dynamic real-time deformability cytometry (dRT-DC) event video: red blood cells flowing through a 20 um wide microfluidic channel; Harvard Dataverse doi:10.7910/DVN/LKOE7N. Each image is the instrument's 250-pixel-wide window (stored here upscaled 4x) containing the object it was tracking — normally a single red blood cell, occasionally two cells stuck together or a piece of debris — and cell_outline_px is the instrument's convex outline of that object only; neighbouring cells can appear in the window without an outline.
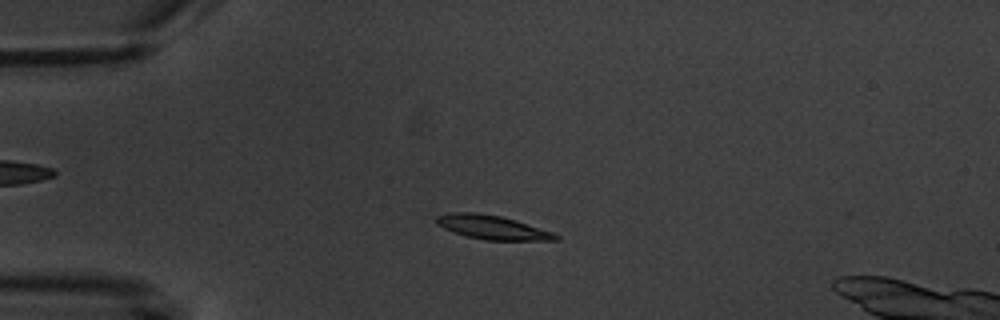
{"species": "common noctule bat (a hibernating species)", "species_latin": "Nyctalus noctula", "temperature_condition": "warm", "stored_images_in_passage": 5, "camera_frame_rate_fps": 3000, "um_per_image_px": 0.085, "animal": {"sex": "male", "body_mass_g": 20.1, "forearm_length_mm": 53.5}, "frame": {"image": 1, "passage_image": 4, "time_ms": 3.333, "image_size_px": [1000, 320], "cell_outline_px": [[560, 240], [484, 240], [468, 236], [444, 228], [436, 224], [436, 216], [452, 212], [476, 212], [500, 216], [516, 220], [552, 232], [560, 236]], "centroid_in_image_um": [41.85, 19.32], "position_along_channel_um": 43.1, "area_um2": 16.47}}